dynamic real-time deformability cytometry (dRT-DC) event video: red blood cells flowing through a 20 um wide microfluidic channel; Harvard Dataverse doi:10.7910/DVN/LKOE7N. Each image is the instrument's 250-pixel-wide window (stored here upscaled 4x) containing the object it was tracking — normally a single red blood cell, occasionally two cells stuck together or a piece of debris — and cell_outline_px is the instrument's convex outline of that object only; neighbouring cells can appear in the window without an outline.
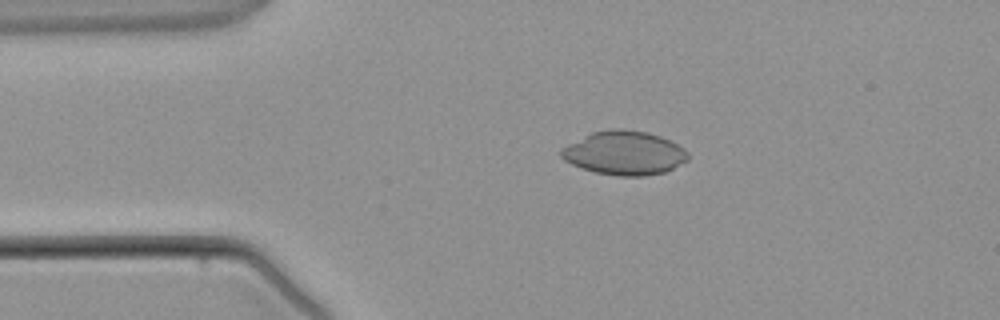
{"species": "common noctule bat (a hibernating species)", "species_latin": "Nyctalus noctula", "temperature_condition": "warm", "stored_images_in_passage": 2, "camera_frame_rate_fps": 3000, "um_per_image_px": 0.085, "animal": {"sex": "male", "body_mass_g": 21.5, "forearm_length_mm": 52.0}, "frame": {"image": 1, "passage_image": 1, "time_ms": 0.0, "image_size_px": [1000, 320], "cell_outline_px": [[688, 160], [664, 172], [644, 176], [620, 176], [596, 172], [572, 164], [564, 160], [560, 156], [560, 148], [592, 132], [612, 128], [624, 128], [648, 132], [660, 136], [684, 148], [688, 152]], "centroid_in_image_um": [53.06, 12.99], "position_along_channel_um": 31.9, "area_um2": 32.31}}